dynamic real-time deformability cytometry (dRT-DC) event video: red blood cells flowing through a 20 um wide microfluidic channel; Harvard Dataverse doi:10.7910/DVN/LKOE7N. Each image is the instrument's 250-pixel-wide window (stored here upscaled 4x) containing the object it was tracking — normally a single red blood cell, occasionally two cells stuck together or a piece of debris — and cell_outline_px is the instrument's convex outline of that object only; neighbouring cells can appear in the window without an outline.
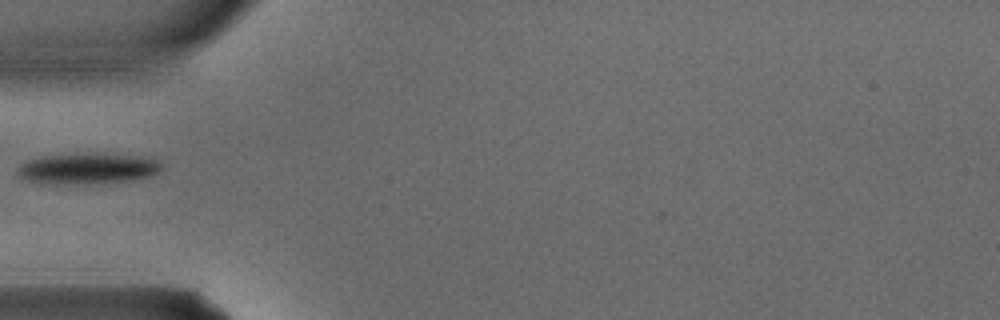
{"species": "common noctule bat (a hibernating species)", "species_latin": "Nyctalus noctula", "temperature_condition": "warm", "stored_images_in_passage": 1, "camera_frame_rate_fps": 3000, "um_per_image_px": 0.085, "animal": {"sex": "male", "body_mass_g": 15.6}, "frame": {"image": 1, "passage_image": 1, "time_ms": 0.0, "image_size_px": [1000, 320], "cell_outline_px": [[164, 168], [152, 176], [132, 180], [88, 184], [40, 184], [28, 180], [20, 176], [16, 172], [16, 168], [24, 160], [40, 156], [96, 152], [104, 152], [140, 156], [160, 160]], "centroid_in_image_um": [7.45, 14.31], "position_along_channel_um": 77.6, "area_um2": 26.93}}